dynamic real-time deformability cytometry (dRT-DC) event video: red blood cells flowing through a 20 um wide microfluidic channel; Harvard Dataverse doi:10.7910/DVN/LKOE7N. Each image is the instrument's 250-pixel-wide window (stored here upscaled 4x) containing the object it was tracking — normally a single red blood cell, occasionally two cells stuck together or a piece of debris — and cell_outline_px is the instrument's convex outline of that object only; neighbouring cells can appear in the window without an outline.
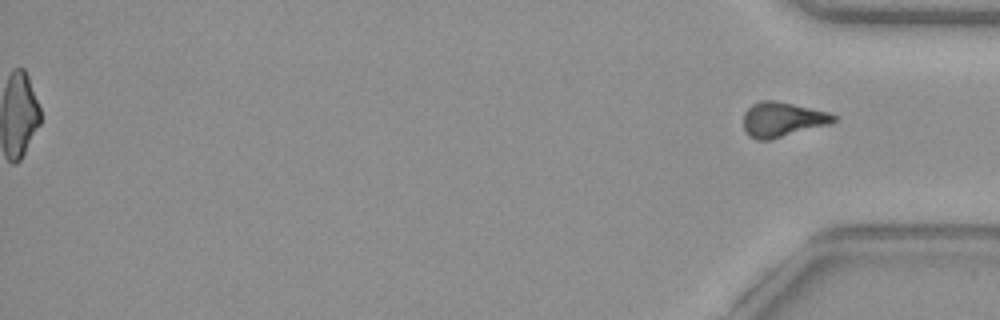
{"species": "common noctule bat (a hibernating species)", "species_latin": "Nyctalus noctula", "temperature_condition": "warm", "stored_images_in_passage": 51, "segment_of_instrument_passage": [2, 2], "camera_frame_rate_fps": 3000, "um_per_image_px": 0.085, "animal": {"sex": "female", "body_mass_g": 29.2, "forearm_length_mm": 56.3}, "frame": {"image": 1, "passage_image": 51, "time_ms": 16.667, "image_size_px": [1000, 320], "cell_outline_px": [[836, 120], [828, 124], [772, 140], [756, 140], [748, 136], [744, 128], [744, 112], [752, 104], [760, 100], [776, 100], [828, 112], [836, 116]], "centroid_in_image_um": [66.46, 10.16], "position_along_channel_um": 368.7, "area_um2": 18.32}}